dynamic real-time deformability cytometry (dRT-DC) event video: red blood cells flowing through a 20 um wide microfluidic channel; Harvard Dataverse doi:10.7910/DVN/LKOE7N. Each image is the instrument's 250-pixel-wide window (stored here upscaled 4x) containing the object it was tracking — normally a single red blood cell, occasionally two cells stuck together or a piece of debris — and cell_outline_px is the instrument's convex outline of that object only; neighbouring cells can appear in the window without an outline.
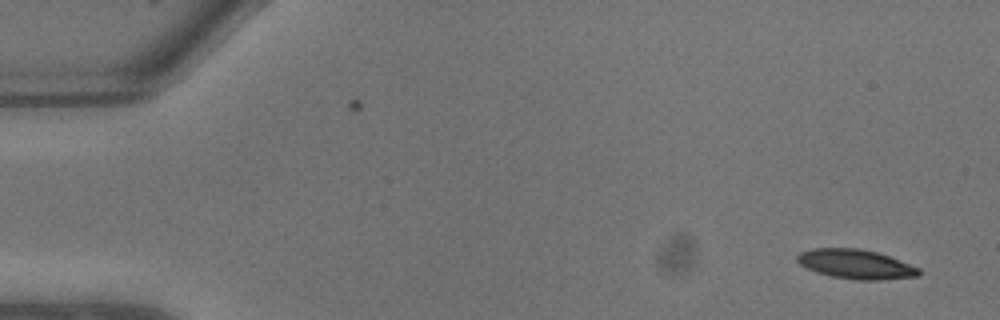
{"species": "common noctule bat (a hibernating species)", "species_latin": "Nyctalus noctula", "temperature_condition": "warm", "stored_images_in_passage": 8, "camera_frame_rate_fps": 3000, "um_per_image_px": 0.085, "animal": {"sex": "male", "body_mass_g": 13.3}, "frame": {"image": 1, "passage_image": 1, "time_ms": 0.0, "image_size_px": [1000, 320], "cell_outline_px": [[920, 276], [880, 280], [856, 280], [832, 276], [816, 272], [800, 264], [796, 260], [796, 256], [800, 252], [812, 248], [860, 248], [876, 252], [888, 256], [920, 268]], "centroid_in_image_um": [72.73, 22.45], "position_along_channel_um": 12.3, "area_um2": 20.81}}
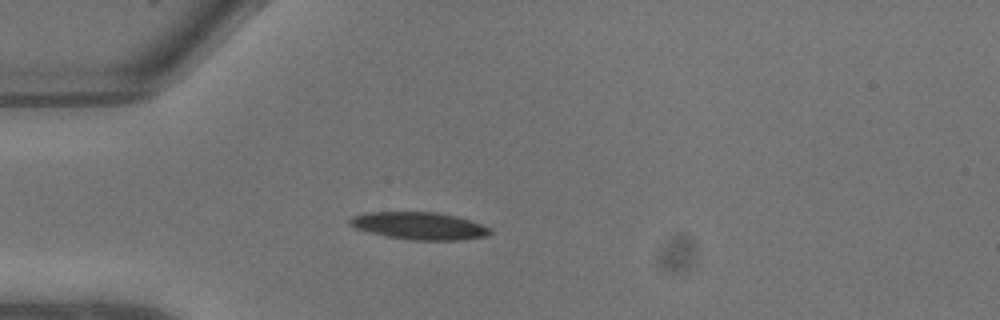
{"frame": {"image": 2, "passage_image": 6, "time_ms": 1.667, "image_size_px": [1000, 320], "cell_outline_px": [[492, 232], [488, 236], [464, 240], [412, 240], [388, 236], [368, 232], [356, 228], [348, 224], [348, 220], [352, 216], [368, 212], [436, 212], [456, 216], [492, 228]], "centroid_in_image_um": [35.65, 19.2], "position_along_channel_um": 49.3, "area_um2": 22.43}}
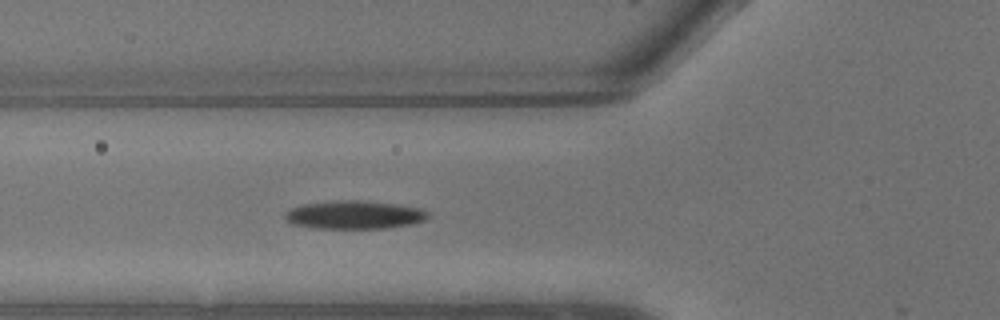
{"frame": {"image": 3, "passage_image": 8, "time_ms": 2.333, "image_size_px": [1000, 320], "cell_outline_px": [[428, 216], [424, 220], [412, 224], [388, 228], [316, 228], [292, 224], [284, 220], [284, 212], [292, 208], [304, 204], [340, 200], [360, 200], [396, 204], [420, 208], [428, 212]], "centroid_in_image_um": [30.1, 18.26], "position_along_channel_um": 95.7, "area_um2": 23.52}}